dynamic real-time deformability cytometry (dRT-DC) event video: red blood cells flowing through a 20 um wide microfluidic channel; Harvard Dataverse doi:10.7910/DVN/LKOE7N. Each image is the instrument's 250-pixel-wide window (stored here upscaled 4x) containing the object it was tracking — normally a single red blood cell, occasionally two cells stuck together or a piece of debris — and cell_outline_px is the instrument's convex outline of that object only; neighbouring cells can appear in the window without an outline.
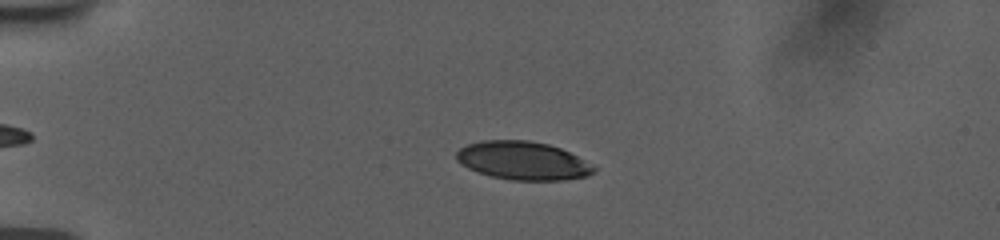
{"species": "human", "species_latin": "Homo sapiens", "temperature_condition": "room temperature", "stored_images_in_passage": 45, "camera_frame_rate_fps": 3000, "um_per_image_px": 0.085, "donor": {"sex": "female"}, "frame": {"image": 1, "passage_image": 10, "time_ms": 3.0, "image_size_px": [1000, 240], "cell_outline_px": [[596, 172], [588, 176], [560, 180], [512, 180], [492, 176], [468, 168], [460, 164], [456, 160], [456, 152], [460, 148], [468, 144], [480, 140], [528, 140], [548, 144], [560, 148], [596, 164]], "centroid_in_image_um": [44.49, 13.65], "position_along_channel_um": 40.5, "area_um2": 30.92}}
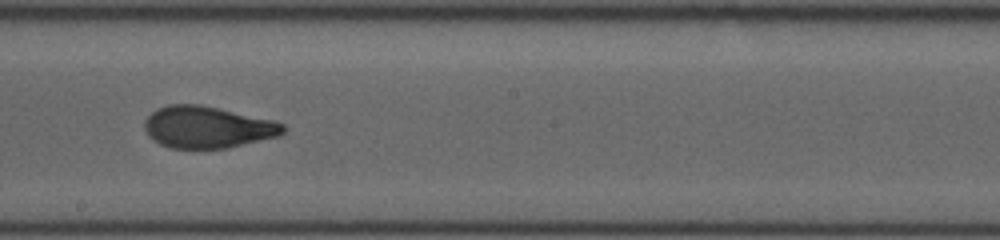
{"frame": {"image": 2, "passage_image": 29, "time_ms": 9.333, "image_size_px": [1000, 240], "cell_outline_px": [[284, 132], [280, 136], [228, 148], [168, 148], [152, 140], [148, 136], [144, 128], [144, 120], [156, 108], [168, 104], [200, 104], [272, 120], [284, 124]], "centroid_in_image_um": [17.6, 10.81], "position_along_channel_um": 230.6, "area_um2": 33.87}}
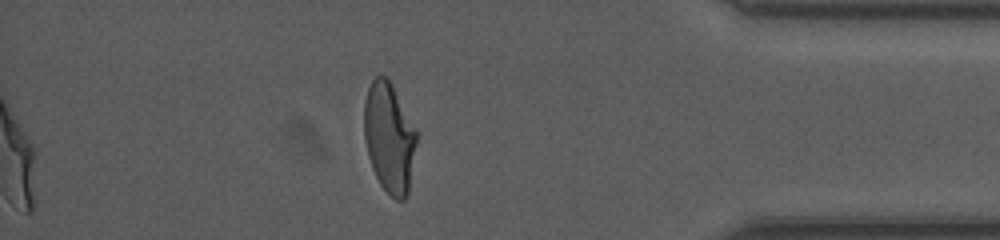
{"frame": {"image": 3, "passage_image": 45, "time_ms": 14.667, "image_size_px": [1000, 240], "cell_outline_px": [[416, 144], [408, 192], [404, 200], [396, 200], [380, 184], [372, 168], [368, 156], [364, 140], [364, 100], [368, 88], [372, 80], [376, 76], [388, 76], [416, 132]], "centroid_in_image_um": [33.05, 11.68], "position_along_channel_um": 402.1, "area_um2": 33.23}, "authors_computed_cell_mechanics": {"area_um2": 33.235, "velocity_mm_per_s": 3.7409, "shape_relaxation_time_tau1_ms": 7.8279, "shape_relaxation_time_tau2_ms": 0.931, "deformation_change_tau1": 0.2452, "deformation_change_tau2": 0.0687}}